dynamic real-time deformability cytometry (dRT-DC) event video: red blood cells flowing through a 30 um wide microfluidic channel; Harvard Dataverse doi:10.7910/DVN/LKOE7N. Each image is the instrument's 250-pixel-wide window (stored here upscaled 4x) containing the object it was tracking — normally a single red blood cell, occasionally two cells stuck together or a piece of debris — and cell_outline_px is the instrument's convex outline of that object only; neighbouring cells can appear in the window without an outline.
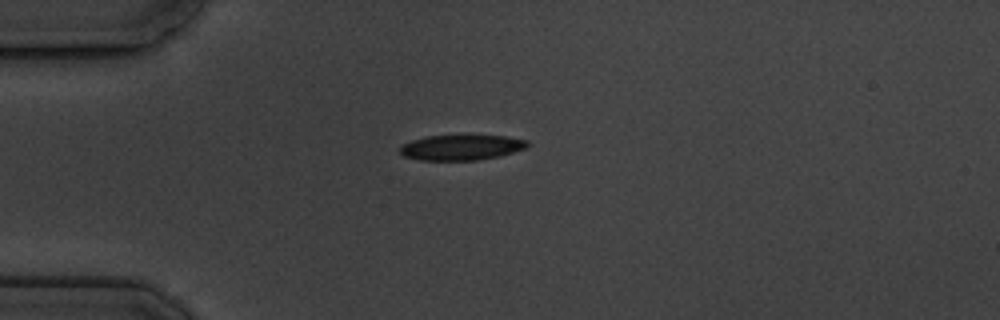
{"species": "common noctule bat (a hibernating species)", "species_latin": "Nyctalus noctula", "temperature_condition": "cold", "stored_images_in_passage": 6, "camera_frame_rate_fps": 3000, "um_per_image_px": 0.085, "animal": {"sex": "male", "body_mass_g": 19.5, "forearm_length_mm": 54.6}, "frame": {"image": 1, "passage_image": 1, "time_ms": 0.0, "image_size_px": [1000, 320], "cell_outline_px": [[528, 144], [524, 148], [500, 156], [476, 160], [420, 160], [404, 156], [400, 152], [400, 144], [412, 140], [428, 136], [504, 136], [528, 140]], "centroid_in_image_um": [39.17, 12.54], "position_along_channel_um": 45.8, "area_um2": 18.55}}
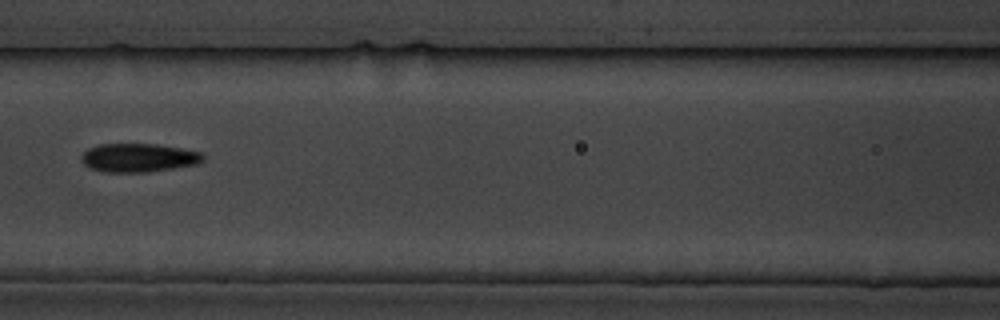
{"frame": {"image": 2, "passage_image": 4, "time_ms": 3.667, "image_size_px": [1000, 320], "cell_outline_px": [[204, 160], [196, 164], [148, 172], [104, 172], [88, 168], [84, 164], [80, 156], [88, 148], [100, 144], [160, 144], [200, 152], [204, 156]], "centroid_in_image_um": [11.74, 13.4], "position_along_channel_um": 154.9, "area_um2": 20.29}}
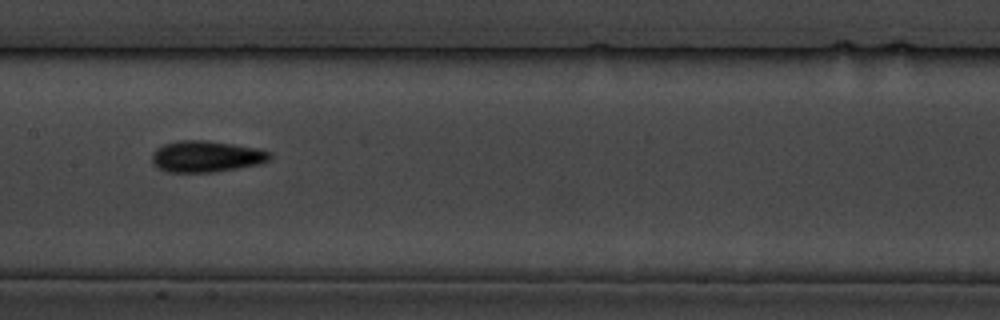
{"frame": {"image": 3, "passage_image": 5, "time_ms": 4.667, "image_size_px": [1000, 320], "cell_outline_px": [[272, 156], [268, 160], [260, 164], [216, 172], [168, 172], [152, 164], [152, 152], [156, 148], [164, 144], [180, 140], [208, 140], [260, 148], [272, 152]], "centroid_in_image_um": [17.55, 13.29], "position_along_channel_um": 189.8, "area_um2": 21.79}}